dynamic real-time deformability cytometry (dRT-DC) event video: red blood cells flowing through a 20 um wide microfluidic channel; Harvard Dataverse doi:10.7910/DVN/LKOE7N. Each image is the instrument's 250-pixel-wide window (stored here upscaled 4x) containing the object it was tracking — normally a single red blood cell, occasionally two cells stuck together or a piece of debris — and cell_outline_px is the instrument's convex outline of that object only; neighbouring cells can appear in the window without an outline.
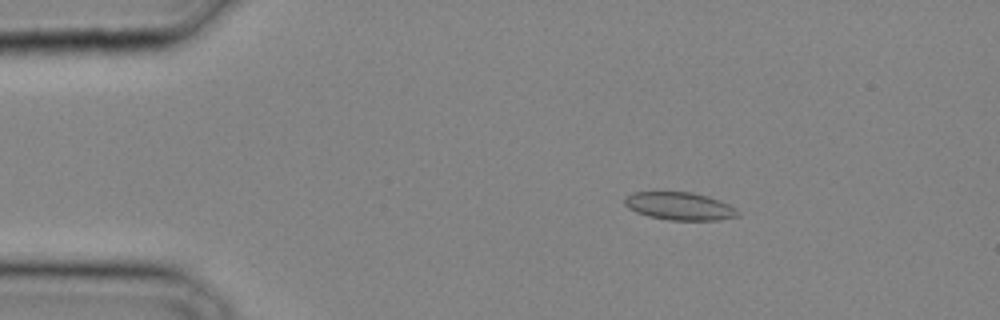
{"species": "common noctule bat (a hibernating species)", "species_latin": "Nyctalus noctula", "temperature_condition": "cold", "stored_images_in_passage": 9, "camera_frame_rate_fps": 3000, "um_per_image_px": 0.085, "animal": {"sex": "male", "body_mass_g": 20.4}, "frame": {"image": 1, "passage_image": 5, "time_ms": 1.333, "image_size_px": [1000, 320], "cell_outline_px": [[740, 216], [720, 220], [668, 220], [648, 216], [636, 212], [628, 208], [624, 204], [624, 200], [632, 192], [692, 192], [708, 196], [728, 204], [736, 208], [740, 212]], "centroid_in_image_um": [57.79, 17.53], "position_along_channel_um": 27.2, "area_um2": 18.44}}